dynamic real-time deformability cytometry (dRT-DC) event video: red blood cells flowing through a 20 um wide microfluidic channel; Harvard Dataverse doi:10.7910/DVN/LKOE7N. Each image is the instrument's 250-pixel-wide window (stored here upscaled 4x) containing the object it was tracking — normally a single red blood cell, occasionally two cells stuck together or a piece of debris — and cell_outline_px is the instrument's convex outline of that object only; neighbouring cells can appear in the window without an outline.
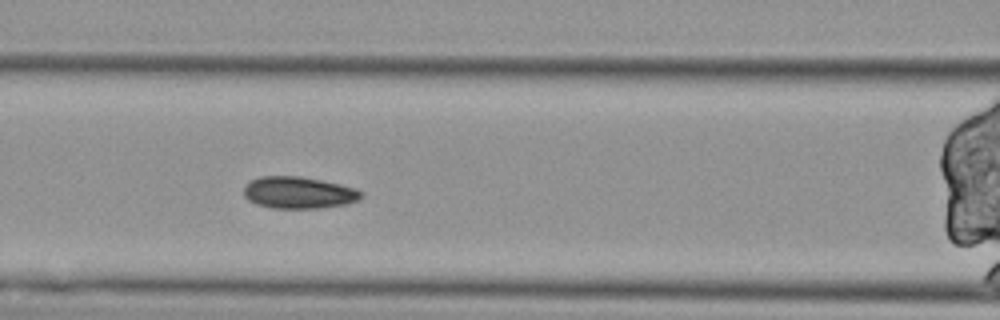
{"species": "Egyptian fruit bat (a non-hibernating species)", "species_latin": "Rousettus aegyptiacus", "temperature_condition": "cold", "stored_images_in_passage": 55, "segment_of_instrument_passage": [2, 2], "camera_frame_rate_fps": 3000, "um_per_image_px": 0.085, "animal": {"sex": "female"}, "frame": {"image": 1, "passage_image": 24, "time_ms": 7.667, "image_size_px": [1000, 320], "cell_outline_px": [[364, 192], [360, 200], [348, 204], [320, 208], [272, 208], [256, 204], [248, 200], [244, 196], [244, 184], [260, 176], [300, 176], [340, 184], [356, 188]], "centroid_in_image_um": [25.4, 16.38], "position_along_channel_um": 141.2, "area_um2": 22.02}}
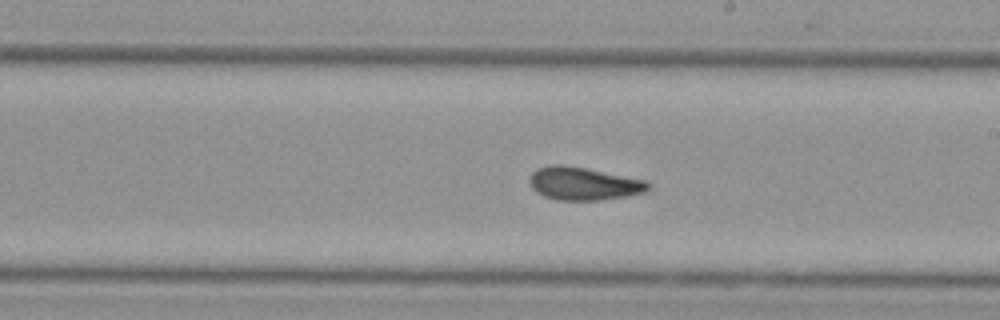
{"frame": {"image": 2, "passage_image": 33, "time_ms": 10.667, "image_size_px": [1000, 320], "cell_outline_px": [[648, 188], [644, 192], [624, 196], [600, 200], [556, 200], [544, 196], [536, 192], [532, 188], [532, 172], [536, 168], [552, 164], [560, 164], [584, 168], [644, 180], [648, 184]], "centroid_in_image_um": [49.55, 15.61], "position_along_channel_um": 239.4, "area_um2": 22.25}}
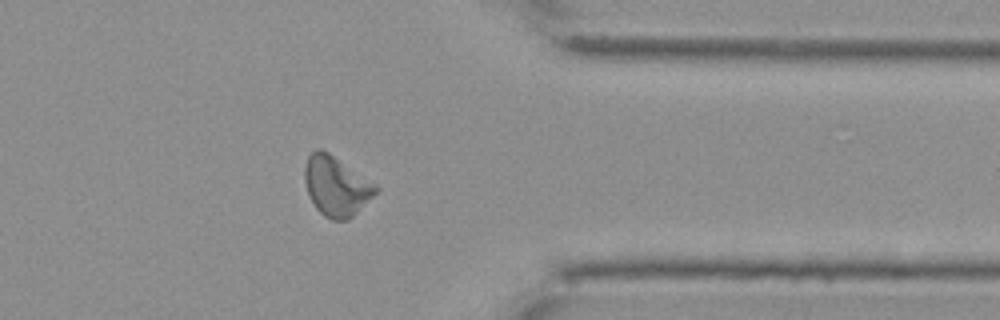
{"frame": {"image": 3, "passage_image": 47, "time_ms": 15.333, "image_size_px": [1000, 320], "cell_outline_px": [[380, 188], [348, 220], [332, 220], [324, 216], [316, 208], [308, 196], [304, 180], [304, 168], [308, 156], [316, 148], [320, 148], [328, 152], [376, 184]], "centroid_in_image_um": [28.54, 15.81], "position_along_channel_um": 382.9, "area_um2": 24.51}}